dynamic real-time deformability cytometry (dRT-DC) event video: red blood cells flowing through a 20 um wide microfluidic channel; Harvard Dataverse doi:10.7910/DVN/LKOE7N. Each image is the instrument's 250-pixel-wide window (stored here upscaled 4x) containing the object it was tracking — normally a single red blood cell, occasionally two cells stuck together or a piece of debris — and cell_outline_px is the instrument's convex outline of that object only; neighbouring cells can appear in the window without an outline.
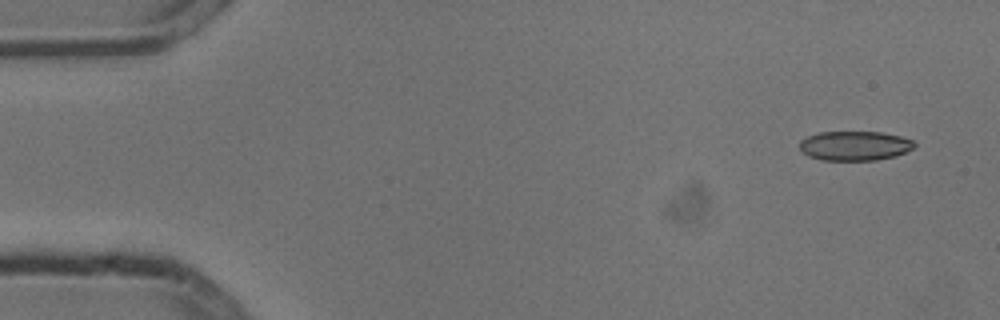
{"species": "common noctule bat (a hibernating species)", "species_latin": "Nyctalus noctula", "temperature_condition": "cold", "stored_images_in_passage": 9, "camera_frame_rate_fps": 3000, "um_per_image_px": 0.085, "animal": {"sex": "male", "body_mass_g": 13.3}, "frame": {"image": 1, "passage_image": 1, "time_ms": 0.0, "image_size_px": [1000, 320], "cell_outline_px": [[916, 144], [912, 148], [896, 156], [876, 160], [820, 160], [808, 156], [800, 152], [800, 140], [808, 136], [820, 132], [880, 132], [900, 136], [912, 140]], "centroid_in_image_um": [72.61, 12.39], "position_along_channel_um": 12.4, "area_um2": 19.71}}
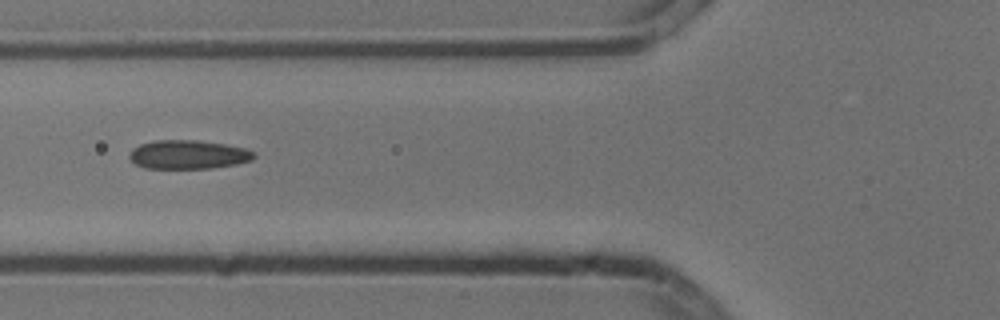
{"frame": {"image": 2, "passage_image": 6, "time_ms": 1.667, "image_size_px": [1000, 320], "cell_outline_px": [[256, 156], [252, 160], [236, 164], [212, 168], [144, 168], [136, 164], [128, 156], [132, 148], [140, 144], [156, 140], [196, 140], [224, 144], [244, 148], [256, 152]], "centroid_in_image_um": [16.0, 13.14], "position_along_channel_um": 109.8, "area_um2": 20.92}}
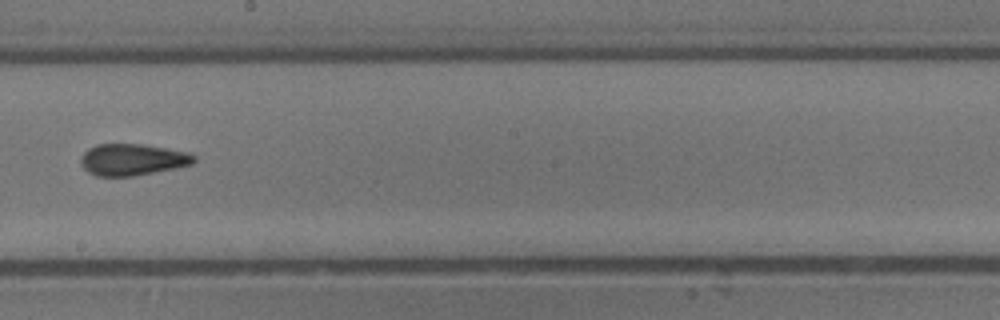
{"frame": {"image": 3, "passage_image": 9, "time_ms": 2.667, "image_size_px": [1000, 320], "cell_outline_px": [[196, 160], [192, 164], [176, 168], [132, 176], [96, 176], [88, 172], [80, 164], [80, 156], [88, 148], [96, 144], [140, 144], [192, 152], [196, 156]], "centroid_in_image_um": [11.26, 13.56], "position_along_channel_um": 236.9, "area_um2": 21.04}}